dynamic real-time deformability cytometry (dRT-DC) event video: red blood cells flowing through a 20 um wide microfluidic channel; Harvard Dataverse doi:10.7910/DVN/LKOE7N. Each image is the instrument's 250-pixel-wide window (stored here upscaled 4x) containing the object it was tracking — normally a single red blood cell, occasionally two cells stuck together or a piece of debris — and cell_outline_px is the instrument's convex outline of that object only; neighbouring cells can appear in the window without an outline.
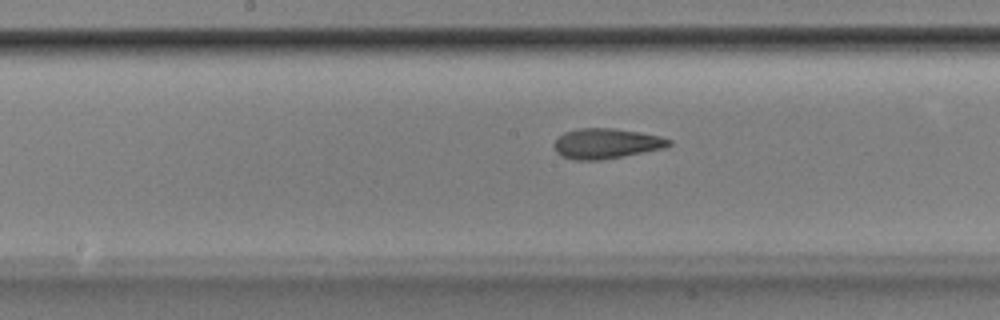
{"species": "Egyptian fruit bat (a non-hibernating species)", "species_latin": "Rousettus aegyptiacus", "temperature_condition": "room temperature", "stored_images_in_passage": 53, "camera_frame_rate_fps": 3000, "um_per_image_px": 0.085, "animal": {"sex": "male"}, "frame": {"image": 1, "passage_image": 27, "time_ms": 8.667, "image_size_px": [1000, 320], "cell_outline_px": [[672, 144], [664, 148], [604, 160], [572, 160], [560, 156], [556, 152], [552, 144], [564, 132], [576, 128], [616, 128], [640, 132], [660, 136], [672, 140]], "centroid_in_image_um": [51.51, 12.2], "position_along_channel_um": 196.7, "area_um2": 20.52}}
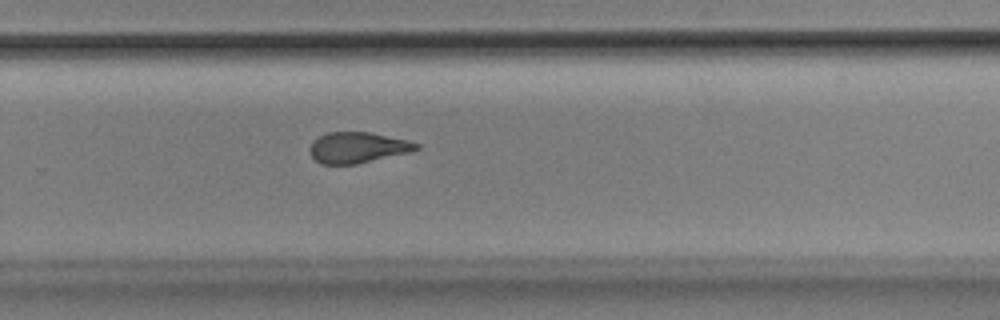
{"frame": {"image": 2, "passage_image": 35, "time_ms": 11.333, "image_size_px": [1000, 320], "cell_outline_px": [[420, 148], [408, 152], [356, 164], [320, 164], [312, 156], [308, 148], [320, 136], [328, 132], [368, 132], [408, 140], [420, 144]], "centroid_in_image_um": [30.39, 12.54], "position_along_channel_um": 299.4, "area_um2": 18.84}}
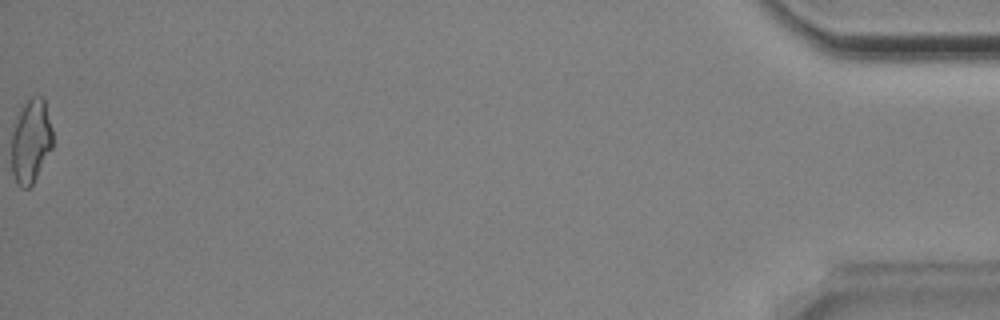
{"frame": {"image": 3, "passage_image": 53, "time_ms": 17.333, "image_size_px": [1000, 320], "cell_outline_px": [[52, 148], [32, 184], [28, 188], [20, 188], [12, 172], [12, 132], [20, 104], [32, 96], [40, 96], [44, 100], [52, 128]], "centroid_in_image_um": [2.61, 11.95], "position_along_channel_um": 432.6, "area_um2": 20.17}, "authors_computed_cell_mechanics": {"area_um2": 20.4034, "velocity_mm_per_s": 3.8764, "shape_relaxation_time_tau1_ms": null, "shape_relaxation_time_tau2_ms": 2.5259, "deformation_change_tau1": null, "deformation_change_tau2": 0.1081}}